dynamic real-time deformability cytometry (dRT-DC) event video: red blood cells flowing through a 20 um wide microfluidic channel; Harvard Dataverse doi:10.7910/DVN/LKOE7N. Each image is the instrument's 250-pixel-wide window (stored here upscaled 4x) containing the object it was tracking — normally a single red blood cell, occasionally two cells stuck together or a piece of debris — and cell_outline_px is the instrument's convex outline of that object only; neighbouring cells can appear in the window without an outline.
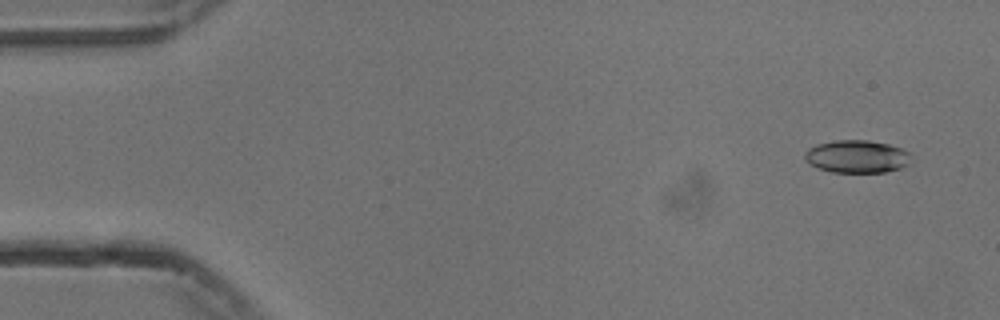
{"species": "common noctule bat (a hibernating species)", "species_latin": "Nyctalus noctula", "temperature_condition": "cold", "stored_images_in_passage": 55, "camera_frame_rate_fps": 3000, "um_per_image_px": 0.085, "animal": {"sex": "male", "body_mass_g": 13.3}, "frame": {"image": 1, "passage_image": 4, "time_ms": 1.0, "image_size_px": [1000, 320], "cell_outline_px": [[912, 156], [908, 164], [900, 168], [884, 172], [832, 172], [820, 168], [812, 164], [804, 156], [804, 152], [808, 148], [816, 144], [836, 140], [868, 140], [888, 144], [912, 152]], "centroid_in_image_um": [72.87, 13.29], "position_along_channel_um": 12.1, "area_um2": 20.23}}
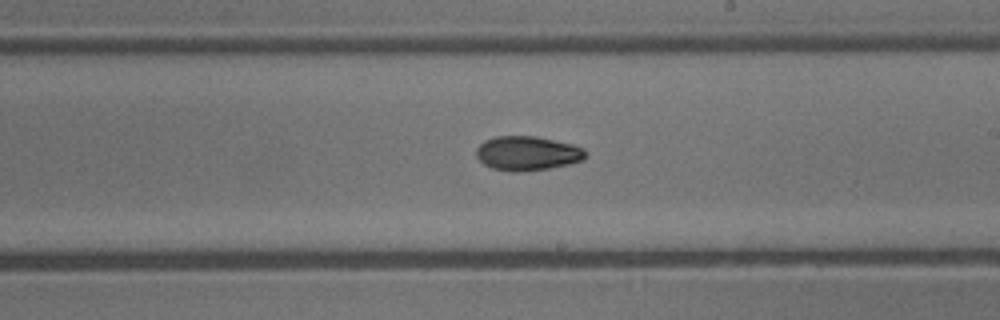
{"frame": {"image": 2, "passage_image": 32, "time_ms": 10.333, "image_size_px": [1000, 320], "cell_outline_px": [[588, 156], [584, 160], [568, 164], [548, 168], [516, 172], [512, 172], [492, 168], [484, 164], [476, 156], [476, 148], [484, 140], [496, 136], [536, 136], [572, 144], [584, 148], [588, 152]], "centroid_in_image_um": [44.84, 13.02], "position_along_channel_um": 244.2, "area_um2": 21.96}}
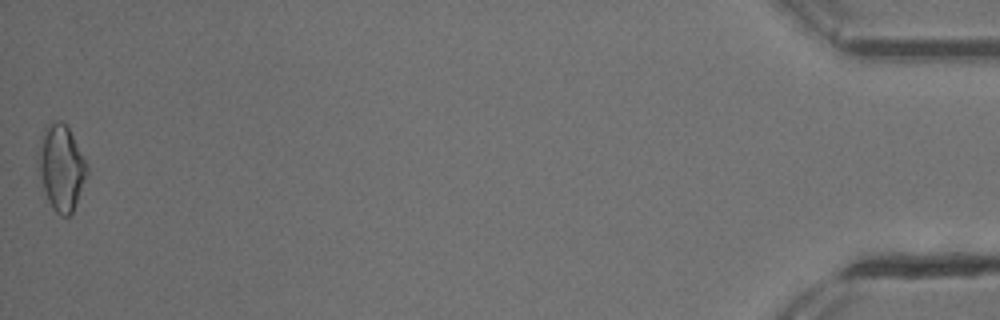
{"frame": {"image": 3, "passage_image": 55, "time_ms": 18.0, "image_size_px": [1000, 320], "cell_outline_px": [[88, 172], [72, 212], [68, 216], [60, 216], [52, 208], [48, 200], [40, 176], [36, 160], [36, 152], [44, 128], [56, 120], [60, 120], [68, 124], [88, 168]], "centroid_in_image_um": [5.18, 14.2], "position_along_channel_um": 430.0, "area_um2": 24.28}, "authors_computed_cell_mechanics": {"area_um2": 21.1548, "velocity_mm_per_s": 3.7696, "shape_relaxation_time_tau1_ms": null, "shape_relaxation_time_tau2_ms": 4.4327, "deformation_change_tau1": null, "deformation_change_tau2": 0.0944}}